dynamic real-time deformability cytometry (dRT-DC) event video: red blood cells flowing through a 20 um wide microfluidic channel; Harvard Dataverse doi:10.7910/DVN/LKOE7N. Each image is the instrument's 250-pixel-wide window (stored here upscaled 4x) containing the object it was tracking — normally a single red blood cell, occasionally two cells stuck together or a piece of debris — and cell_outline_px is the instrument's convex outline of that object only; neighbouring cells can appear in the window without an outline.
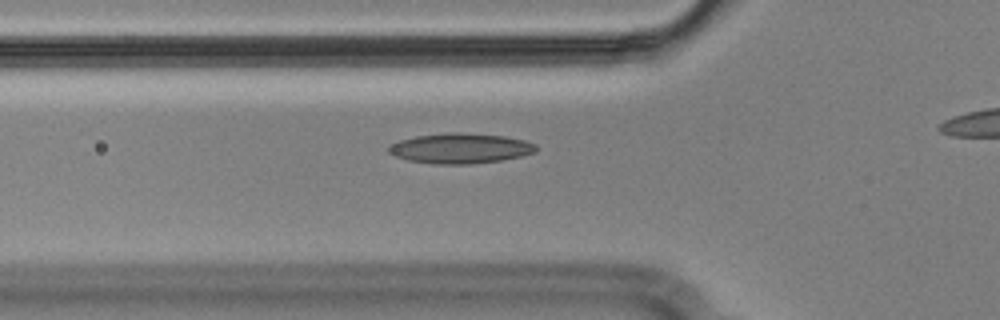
{"species": "Egyptian fruit bat (a non-hibernating species)", "species_latin": "Rousettus aegyptiacus", "temperature_condition": "cold", "stored_images_in_passage": 41, "camera_frame_rate_fps": 3000, "um_per_image_px": 0.085, "animal": {"sex": "male"}, "frame": {"image": 1, "passage_image": 14, "time_ms": 4.333, "image_size_px": [1000, 320], "cell_outline_px": [[536, 152], [520, 156], [500, 160], [472, 164], [436, 164], [408, 160], [396, 156], [388, 152], [388, 148], [392, 144], [400, 140], [416, 136], [448, 132], [460, 132], [504, 136], [524, 140], [536, 144]], "centroid_in_image_um": [39.13, 12.6], "position_along_channel_um": 86.7, "area_um2": 25.78}}
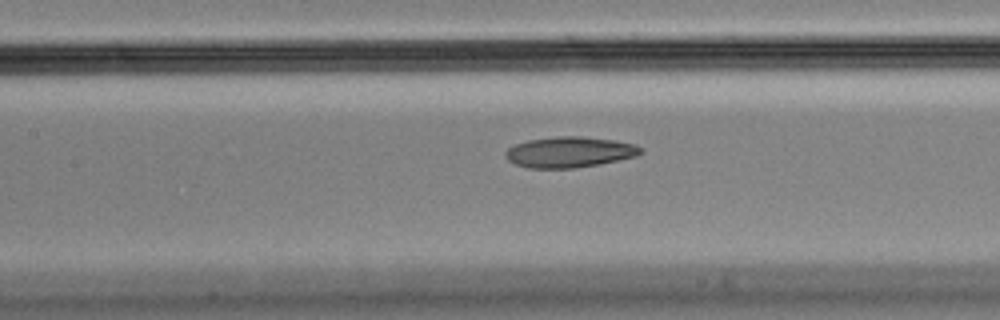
{"frame": {"image": 2, "passage_image": 20, "time_ms": 6.333, "image_size_px": [1000, 320], "cell_outline_px": [[644, 152], [636, 156], [600, 164], [572, 168], [528, 168], [516, 164], [508, 160], [504, 156], [504, 152], [508, 148], [516, 144], [528, 140], [556, 136], [580, 136], [612, 140], [632, 144], [640, 148]], "centroid_in_image_um": [48.36, 12.93], "position_along_channel_um": 159.0, "area_um2": 24.04}}
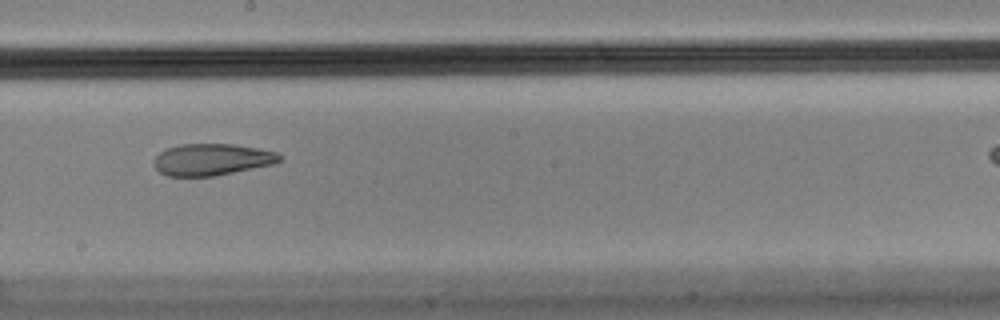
{"frame": {"image": 3, "passage_image": 26, "time_ms": 8.333, "image_size_px": [1000, 320], "cell_outline_px": [[280, 160], [272, 164], [212, 176], [168, 176], [160, 172], [156, 168], [152, 160], [160, 152], [168, 148], [180, 144], [236, 144], [276, 152], [280, 156]], "centroid_in_image_um": [17.96, 13.55], "position_along_channel_um": 230.2, "area_um2": 22.89}}